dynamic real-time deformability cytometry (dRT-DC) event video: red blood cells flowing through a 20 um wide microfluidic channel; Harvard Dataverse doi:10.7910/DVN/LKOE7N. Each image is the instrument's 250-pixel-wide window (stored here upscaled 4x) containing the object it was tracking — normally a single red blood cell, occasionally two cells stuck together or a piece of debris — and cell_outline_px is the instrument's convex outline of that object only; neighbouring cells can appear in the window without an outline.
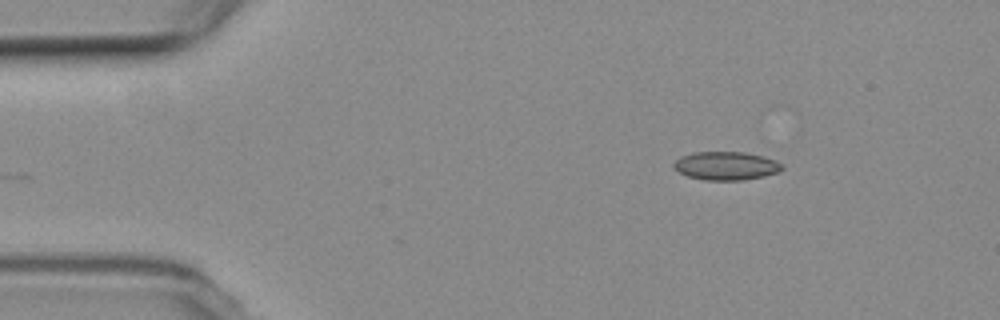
{"species": "common noctule bat (a hibernating species)", "species_latin": "Nyctalus noctula", "temperature_condition": "room temperature", "stored_images_in_passage": 3, "camera_frame_rate_fps": 3000, "um_per_image_px": 0.085, "animal": {"sex": "female", "body_mass_g": 19.3, "forearm_length_mm": 54.1}, "frame": {"image": 1, "passage_image": 3, "time_ms": 2.333, "image_size_px": [1000, 320], "cell_outline_px": [[784, 168], [780, 172], [764, 176], [744, 180], [704, 180], [688, 176], [672, 168], [672, 164], [680, 156], [692, 152], [744, 152], [764, 156], [776, 160], [784, 164]], "centroid_in_image_um": [61.74, 14.09], "position_along_channel_um": 23.3, "area_um2": 18.21}}